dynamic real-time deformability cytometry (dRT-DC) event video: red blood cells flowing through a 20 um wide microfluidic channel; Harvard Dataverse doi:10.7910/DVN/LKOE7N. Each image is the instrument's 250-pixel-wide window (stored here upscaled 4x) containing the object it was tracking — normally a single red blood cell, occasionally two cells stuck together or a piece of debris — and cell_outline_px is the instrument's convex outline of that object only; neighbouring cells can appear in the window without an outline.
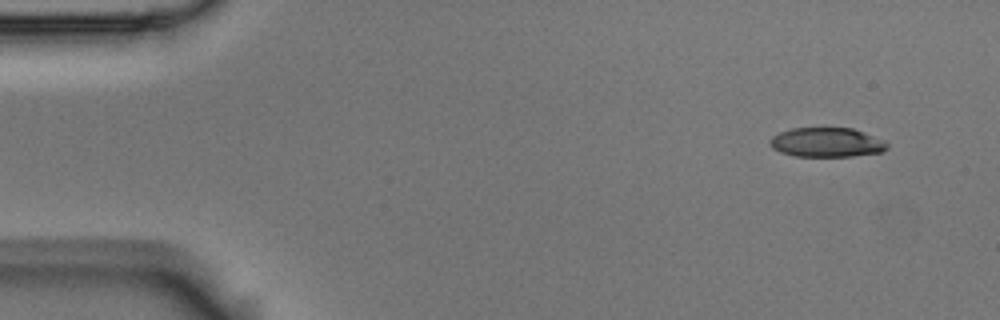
{"species": "Egyptian fruit bat (a non-hibernating species)", "species_latin": "Rousettus aegyptiacus", "temperature_condition": "room temperature", "stored_images_in_passage": 4, "camera_frame_rate_fps": 3000, "um_per_image_px": 0.085, "animal": {"sex": "male"}, "frame": {"image": 1, "passage_image": 1, "time_ms": 0.0, "image_size_px": [1000, 320], "cell_outline_px": [[888, 148], [880, 152], [852, 156], [796, 156], [780, 152], [772, 148], [768, 144], [768, 140], [772, 136], [780, 132], [792, 128], [852, 128], [884, 140], [888, 144]], "centroid_in_image_um": [70.23, 12.1], "position_along_channel_um": 14.8, "area_um2": 20.06}}
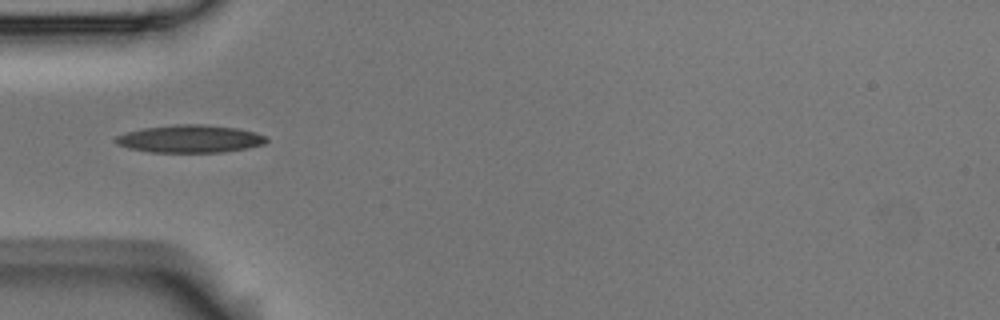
{"frame": {"image": 2, "passage_image": 4, "time_ms": 1.0, "image_size_px": [1000, 320], "cell_outline_px": [[268, 140], [264, 144], [248, 148], [224, 152], [148, 152], [128, 148], [116, 144], [112, 140], [116, 136], [128, 132], [144, 128], [176, 124], [204, 124], [236, 128], [256, 132], [268, 136]], "centroid_in_image_um": [16.16, 11.8], "position_along_channel_um": 68.8, "area_um2": 24.51}}